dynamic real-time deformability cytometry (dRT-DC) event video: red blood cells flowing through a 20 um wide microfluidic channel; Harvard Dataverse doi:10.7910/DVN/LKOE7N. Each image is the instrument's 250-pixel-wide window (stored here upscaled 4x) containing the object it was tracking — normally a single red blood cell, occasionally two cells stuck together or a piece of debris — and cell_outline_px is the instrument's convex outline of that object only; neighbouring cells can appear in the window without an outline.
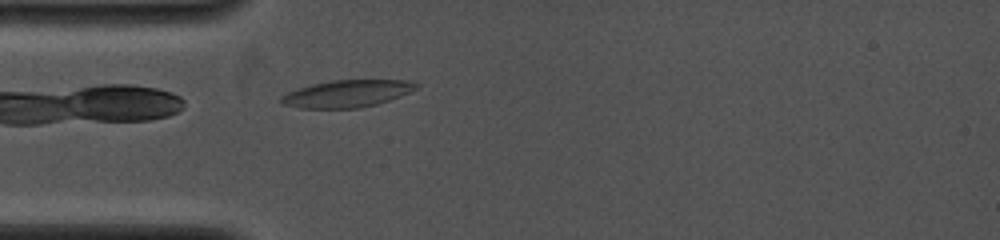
{"species": "common noctule bat (a hibernating species)", "species_latin": "Nyctalus noctula", "temperature_condition": "cold", "stored_images_in_passage": 22, "camera_frame_rate_fps": 4000, "um_per_image_px": 0.085, "animal": {"sex": "female", "body_mass_g": 19.0, "forearm_length_mm": 53.3}, "frame": {"image": 1, "passage_image": 2, "time_ms": 0.25, "image_size_px": [1000, 240], "cell_outline_px": [[420, 88], [400, 96], [376, 104], [360, 108], [300, 108], [284, 104], [280, 100], [280, 96], [288, 92], [312, 84], [332, 80], [412, 80], [420, 84]], "centroid_in_image_um": [29.56, 7.95], "position_along_channel_um": 55.4, "area_um2": 21.39}}
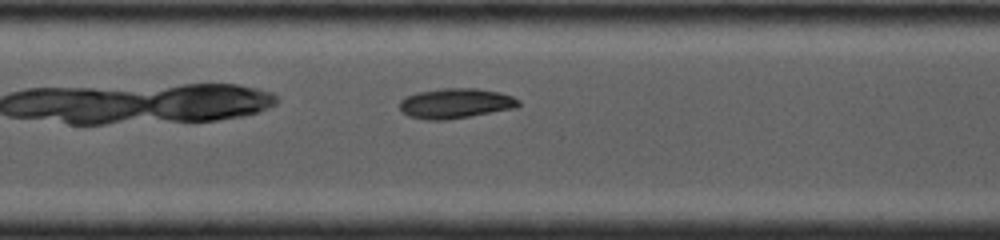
{"frame": {"image": 2, "passage_image": 7, "time_ms": 3.0, "image_size_px": [1000, 240], "cell_outline_px": [[520, 104], [516, 108], [444, 120], [428, 120], [408, 116], [400, 112], [400, 100], [404, 96], [416, 92], [444, 88], [476, 88], [500, 92], [512, 96], [520, 100]], "centroid_in_image_um": [38.69, 8.78], "position_along_channel_um": 168.7, "area_um2": 20.92}}
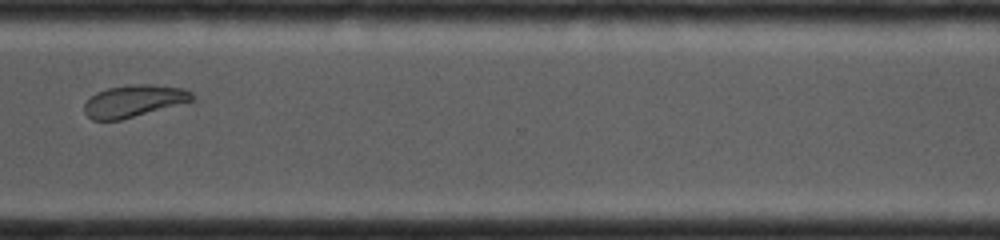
{"frame": {"image": 3, "passage_image": 18, "time_ms": 7.5, "image_size_px": [1000, 240], "cell_outline_px": [[196, 100], [120, 120], [92, 120], [84, 112], [84, 104], [96, 92], [108, 88], [128, 84], [152, 84], [184, 88], [192, 92]], "centroid_in_image_um": [11.4, 8.57], "position_along_channel_um": 359.2, "area_um2": 20.23}}